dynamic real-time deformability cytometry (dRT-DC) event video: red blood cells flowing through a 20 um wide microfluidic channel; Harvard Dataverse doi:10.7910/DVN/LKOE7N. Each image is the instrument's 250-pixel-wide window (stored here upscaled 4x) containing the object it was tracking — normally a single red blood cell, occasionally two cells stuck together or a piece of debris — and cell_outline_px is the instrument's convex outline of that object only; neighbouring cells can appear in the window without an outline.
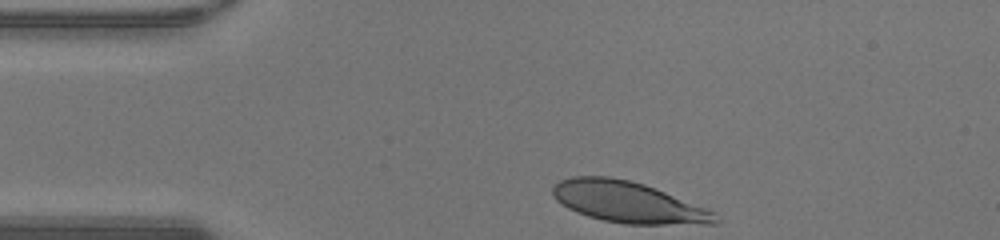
{"species": "human", "species_latin": "Homo sapiens", "temperature_condition": "warm", "stored_images_in_passage": 30, "camera_frame_rate_fps": 3000, "um_per_image_px": 0.085, "donor": {"sex": "male"}, "frame": {"image": 1, "passage_image": 1, "time_ms": 0.0, "image_size_px": [1000, 240], "cell_outline_px": [[720, 220], [716, 224], [624, 224], [604, 220], [588, 216], [576, 212], [568, 208], [556, 200], [552, 196], [552, 188], [560, 180], [572, 176], [608, 176], [632, 180], [656, 188], [704, 208], [712, 212]], "centroid_in_image_um": [53.34, 17.17], "position_along_channel_um": 31.7, "area_um2": 38.78}}
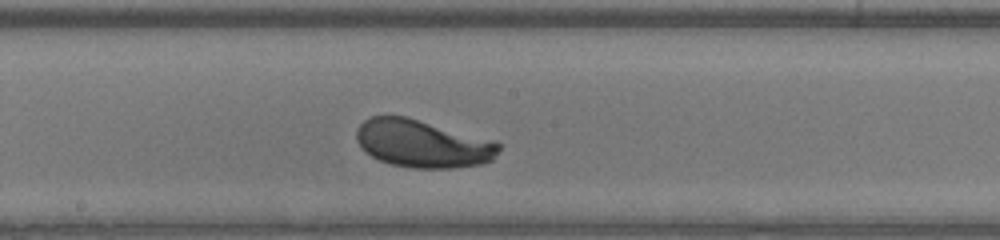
{"frame": {"image": 2, "passage_image": 17, "time_ms": 5.333, "image_size_px": [1000, 240], "cell_outline_px": [[500, 148], [492, 160], [484, 164], [452, 168], [412, 168], [392, 164], [380, 160], [364, 152], [360, 148], [356, 140], [356, 128], [364, 120], [372, 116], [408, 116], [496, 140], [500, 144]], "centroid_in_image_um": [35.93, 12.2], "position_along_channel_um": 212.3, "area_um2": 40.11}}
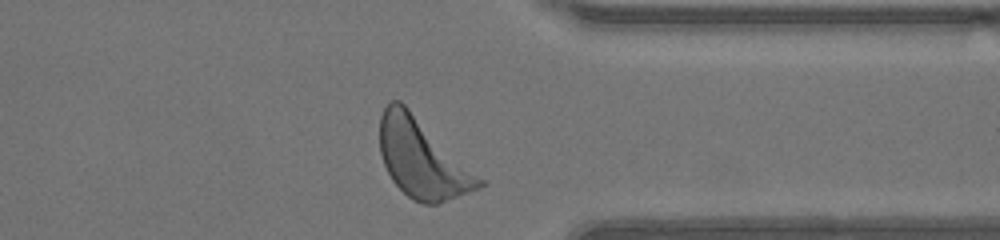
{"frame": {"image": 3, "passage_image": 29, "time_ms": 9.333, "image_size_px": [1000, 240], "cell_outline_px": [[488, 184], [480, 188], [436, 204], [424, 204], [412, 200], [392, 180], [384, 164], [380, 152], [380, 116], [384, 108], [392, 100], [400, 100], [484, 180]], "centroid_in_image_um": [35.88, 13.49], "position_along_channel_um": 375.5, "area_um2": 44.97}, "authors_computed_cell_mechanics": {"area_um2": 39.882, "velocity_mm_per_s": 4.2605, "shape_relaxation_time_tau1_ms": 1.1171, "shape_relaxation_time_tau2_ms": null, "deformation_change_tau1": 0.1272, "deformation_change_tau2": null}}